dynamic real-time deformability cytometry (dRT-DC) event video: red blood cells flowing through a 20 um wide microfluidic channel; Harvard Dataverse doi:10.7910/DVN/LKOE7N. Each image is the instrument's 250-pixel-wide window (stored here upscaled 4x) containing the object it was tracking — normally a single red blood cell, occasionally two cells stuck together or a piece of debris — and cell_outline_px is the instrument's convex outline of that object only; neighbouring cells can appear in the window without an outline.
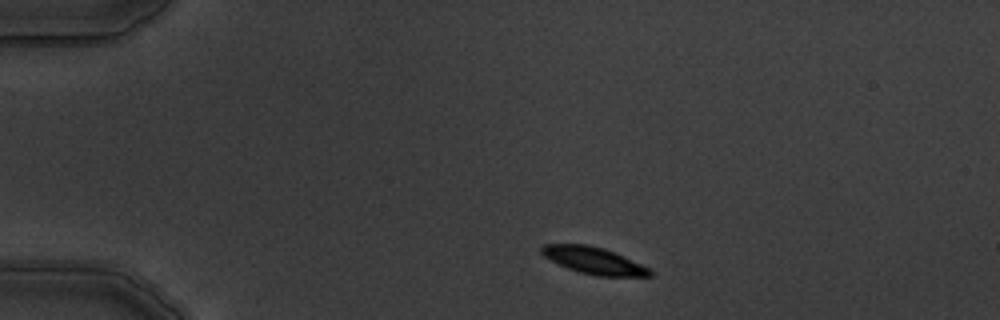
{"species": "common noctule bat (a hibernating species)", "species_latin": "Nyctalus noctula", "temperature_condition": "warm", "stored_images_in_passage": 13, "camera_frame_rate_fps": 3000, "um_per_image_px": 0.085, "animal": {"sex": "male", "body_mass_g": 19.5, "forearm_length_mm": 54.6}, "frame": {"image": 1, "passage_image": 1, "time_ms": 0.0, "image_size_px": [1000, 320], "cell_outline_px": [[652, 276], [596, 276], [580, 272], [568, 268], [544, 256], [540, 252], [540, 248], [544, 244], [588, 244], [604, 248], [640, 264], [648, 268], [652, 272]], "centroid_in_image_um": [50.44, 22.14], "position_along_channel_um": 34.6, "area_um2": 16.65}}
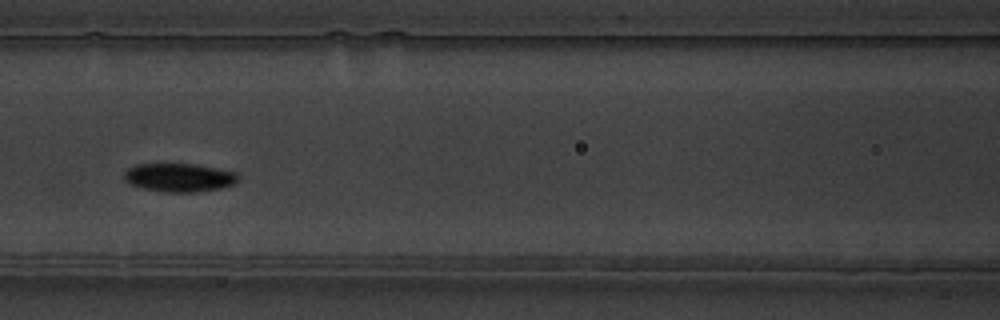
{"frame": {"image": 2, "passage_image": 5, "time_ms": 4.667, "image_size_px": [1000, 320], "cell_outline_px": [[240, 176], [232, 184], [220, 188], [196, 192], [164, 192], [144, 188], [128, 184], [124, 180], [124, 172], [128, 168], [136, 164], [192, 164], [216, 168], [236, 172]], "centroid_in_image_um": [15.19, 15.09], "position_along_channel_um": 151.4, "area_um2": 18.84}}
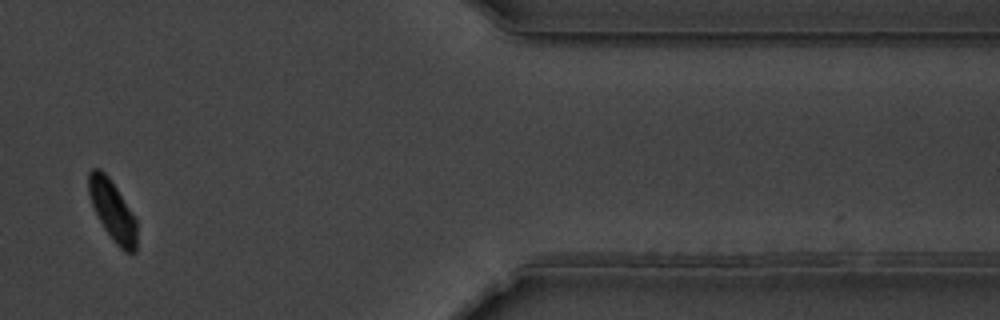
{"frame": {"image": 3, "passage_image": 11, "time_ms": 12.333, "image_size_px": [1000, 320], "cell_outline_px": [[136, 252], [124, 252], [112, 240], [104, 228], [92, 204], [88, 192], [88, 172], [92, 168], [100, 168], [108, 176], [116, 188], [136, 220]], "centroid_in_image_um": [9.54, 17.89], "position_along_channel_um": 401.9, "area_um2": 16.59}, "authors_computed_cell_mechanics": {"area_um2": 18.0336, "velocity_mm_per_s": 3.6933, "shape_relaxation_time_tau1_ms": 1.4044, "shape_relaxation_time_tau2_ms": 5.0836, "deformation_change_tau1": 0.0684, "deformation_change_tau2": 0.0605}}